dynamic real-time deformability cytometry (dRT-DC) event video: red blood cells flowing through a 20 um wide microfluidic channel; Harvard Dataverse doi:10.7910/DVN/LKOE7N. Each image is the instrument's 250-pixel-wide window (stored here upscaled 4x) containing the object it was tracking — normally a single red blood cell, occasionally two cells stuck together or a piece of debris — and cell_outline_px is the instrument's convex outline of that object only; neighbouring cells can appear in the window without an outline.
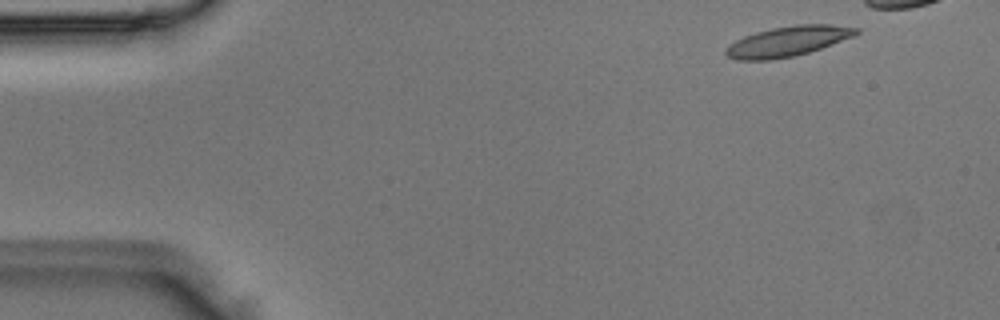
{"species": "Egyptian fruit bat (a non-hibernating species)", "species_latin": "Rousettus aegyptiacus", "temperature_condition": "room temperature", "stored_images_in_passage": 8, "segment_of_instrument_passage": [1, 2], "camera_frame_rate_fps": 3000, "um_per_image_px": 0.085, "animal": {"sex": "male"}, "frame": {"image": 1, "passage_image": 1, "time_ms": 0.0, "image_size_px": [1000, 320], "cell_outline_px": [[860, 32], [856, 36], [796, 56], [772, 60], [736, 60], [728, 56], [724, 52], [736, 40], [744, 36], [756, 32], [772, 28], [796, 24], [828, 24], [860, 28]], "centroid_in_image_um": [67.01, 3.51], "position_along_channel_um": 18.0, "area_um2": 22.83}}
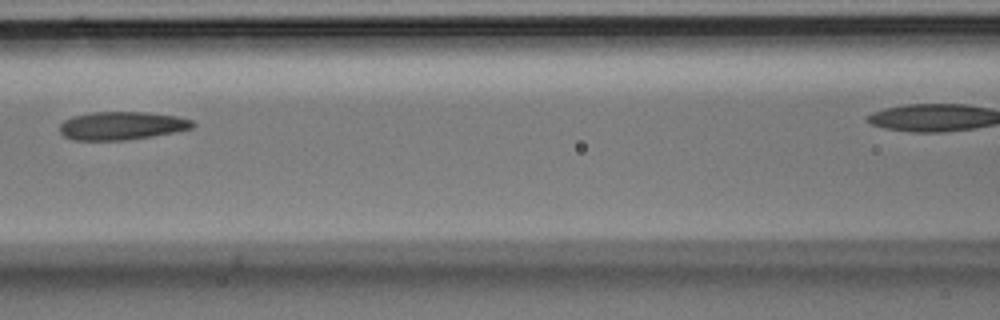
{"frame": {"image": 2, "passage_image": 6, "time_ms": 1.667, "image_size_px": [1000, 320], "cell_outline_px": [[196, 124], [192, 128], [176, 132], [152, 136], [124, 140], [72, 140], [64, 136], [60, 132], [60, 124], [64, 120], [72, 116], [92, 112], [144, 112], [176, 116], [192, 120]], "centroid_in_image_um": [10.34, 10.68], "position_along_channel_um": 156.3, "area_um2": 21.85}}
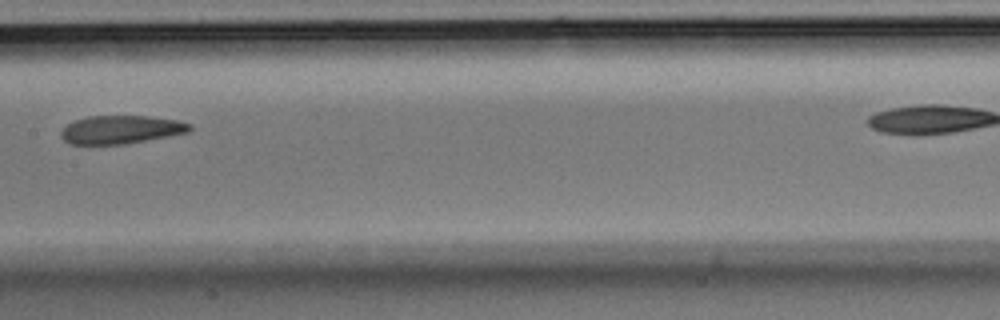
{"frame": {"image": 3, "passage_image": 7, "time_ms": 2.0, "image_size_px": [1000, 320], "cell_outline_px": [[192, 128], [188, 132], [124, 144], [68, 144], [60, 136], [60, 132], [68, 124], [76, 120], [88, 116], [148, 116], [176, 120], [192, 124]], "centroid_in_image_um": [10.26, 11.01], "position_along_channel_um": 197.1, "area_um2": 20.98}}